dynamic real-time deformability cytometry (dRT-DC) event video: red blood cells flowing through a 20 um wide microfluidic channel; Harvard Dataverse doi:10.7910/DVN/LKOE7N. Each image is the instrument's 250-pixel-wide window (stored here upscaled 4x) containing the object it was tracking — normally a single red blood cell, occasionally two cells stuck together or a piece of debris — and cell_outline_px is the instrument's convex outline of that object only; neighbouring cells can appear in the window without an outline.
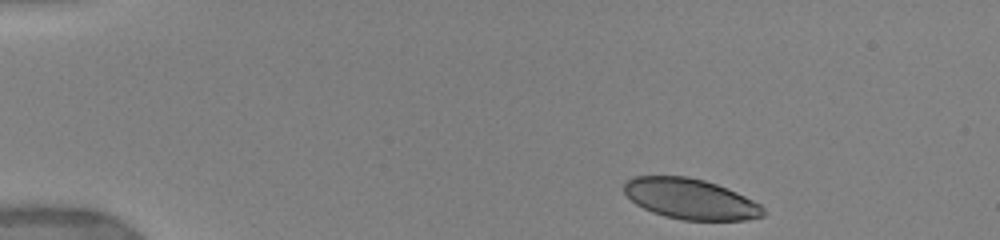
{"species": "human", "species_latin": "Homo sapiens", "temperature_condition": "warm", "stored_images_in_passage": 18, "camera_frame_rate_fps": 3000, "um_per_image_px": 0.085, "donor": {"sex": "female"}, "frame": {"image": 1, "passage_image": 1, "time_ms": 0.0, "image_size_px": [1000, 240], "cell_outline_px": [[768, 212], [764, 216], [748, 220], [680, 220], [664, 216], [652, 212], [636, 204], [624, 192], [624, 184], [628, 180], [636, 176], [688, 176], [704, 180], [716, 184], [736, 192], [760, 204]], "centroid_in_image_um": [58.72, 16.92], "position_along_channel_um": 26.3, "area_um2": 32.89}}
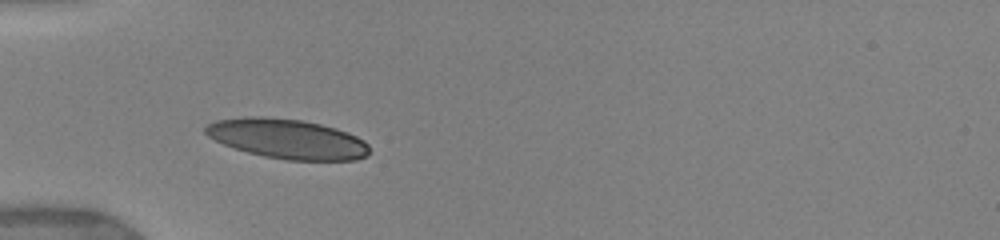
{"frame": {"image": 2, "passage_image": 7, "time_ms": 3.0, "image_size_px": [1000, 240], "cell_outline_px": [[368, 156], [356, 160], [288, 160], [264, 156], [248, 152], [224, 144], [208, 136], [204, 132], [204, 128], [208, 124], [216, 120], [248, 116], [264, 116], [300, 120], [320, 124], [336, 128], [348, 132], [364, 140], [368, 144]], "centroid_in_image_um": [24.44, 11.8], "position_along_channel_um": 60.6, "area_um2": 37.86}}
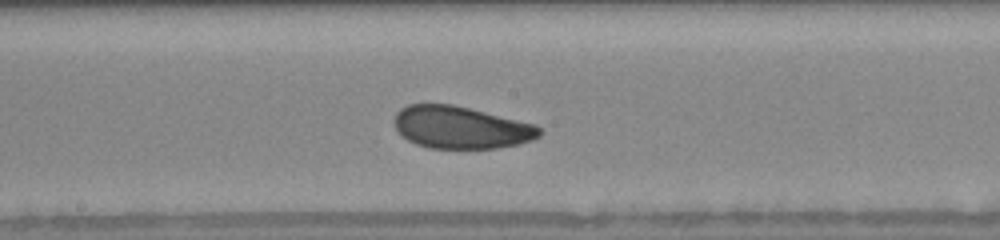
{"frame": {"image": 3, "passage_image": 14, "time_ms": 7.0, "image_size_px": [1000, 240], "cell_outline_px": [[544, 132], [540, 136], [532, 140], [516, 144], [496, 148], [428, 148], [416, 144], [408, 140], [396, 128], [396, 112], [400, 108], [408, 104], [452, 104], [536, 124]], "centroid_in_image_um": [39.2, 10.83], "position_along_channel_um": 209.0, "area_um2": 35.6}}